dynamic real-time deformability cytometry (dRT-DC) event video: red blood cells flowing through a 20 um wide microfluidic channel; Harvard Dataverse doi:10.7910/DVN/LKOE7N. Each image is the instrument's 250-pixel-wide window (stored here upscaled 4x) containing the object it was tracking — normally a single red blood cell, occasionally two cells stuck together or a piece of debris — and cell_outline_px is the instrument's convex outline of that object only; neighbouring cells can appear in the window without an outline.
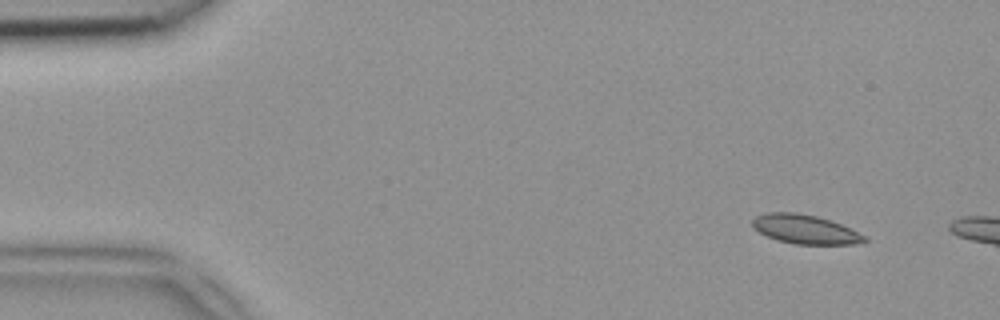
{"species": "common noctule bat (a hibernating species)", "species_latin": "Nyctalus noctula", "temperature_condition": "room temperature", "stored_images_in_passage": 9, "camera_frame_rate_fps": 3000, "um_per_image_px": 0.085, "animal": {"sex": "female", "body_mass_g": 18.4}, "frame": {"image": 1, "passage_image": 1, "time_ms": 0.0, "image_size_px": [1000, 320], "cell_outline_px": [[868, 240], [852, 244], [796, 244], [776, 240], [760, 232], [752, 224], [752, 220], [756, 216], [768, 212], [796, 212], [816, 216], [840, 224], [868, 236]], "centroid_in_image_um": [68.45, 19.49], "position_along_channel_um": 16.6, "area_um2": 18.79}}